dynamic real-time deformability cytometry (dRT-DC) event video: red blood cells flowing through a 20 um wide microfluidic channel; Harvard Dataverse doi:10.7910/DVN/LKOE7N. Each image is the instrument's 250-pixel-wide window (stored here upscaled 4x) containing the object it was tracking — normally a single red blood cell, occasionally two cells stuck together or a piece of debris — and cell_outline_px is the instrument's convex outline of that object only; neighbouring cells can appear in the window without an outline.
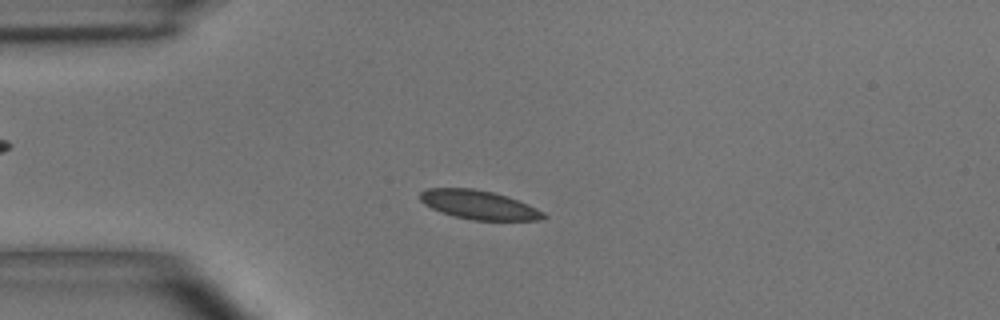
{"species": "common noctule bat (a hibernating species)", "species_latin": "Nyctalus noctula", "temperature_condition": "room temperature", "stored_images_in_passage": 6, "camera_frame_rate_fps": 3000, "um_per_image_px": 0.085, "animal": {"sex": "male", "body_mass_g": 15.6}, "frame": {"image": 1, "passage_image": 3, "time_ms": 2.333, "image_size_px": [1000, 320], "cell_outline_px": [[548, 216], [536, 220], [472, 220], [452, 216], [440, 212], [424, 204], [420, 200], [420, 192], [428, 188], [472, 188], [492, 192], [528, 204], [544, 212]], "centroid_in_image_um": [40.66, 17.41], "position_along_channel_um": 44.3, "area_um2": 20.63}}
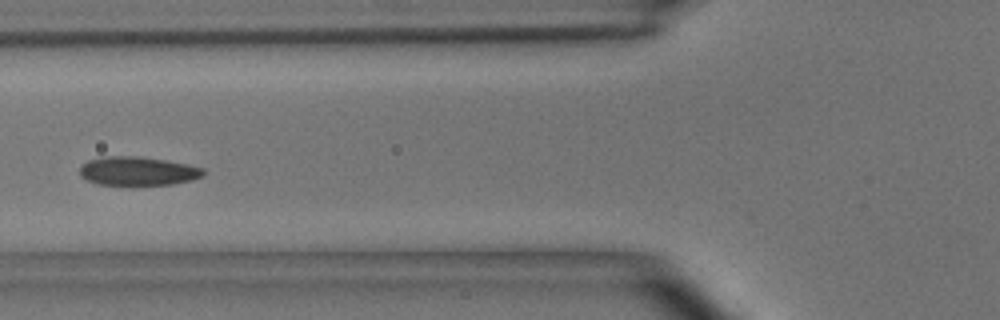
{"frame": {"image": 2, "passage_image": 5, "time_ms": 4.667, "image_size_px": [1000, 320], "cell_outline_px": [[204, 176], [192, 180], [172, 184], [96, 184], [80, 176], [80, 164], [88, 160], [104, 156], [140, 156], [188, 164], [204, 168]], "centroid_in_image_um": [11.7, 14.52], "position_along_channel_um": 114.1, "area_um2": 20.69}}